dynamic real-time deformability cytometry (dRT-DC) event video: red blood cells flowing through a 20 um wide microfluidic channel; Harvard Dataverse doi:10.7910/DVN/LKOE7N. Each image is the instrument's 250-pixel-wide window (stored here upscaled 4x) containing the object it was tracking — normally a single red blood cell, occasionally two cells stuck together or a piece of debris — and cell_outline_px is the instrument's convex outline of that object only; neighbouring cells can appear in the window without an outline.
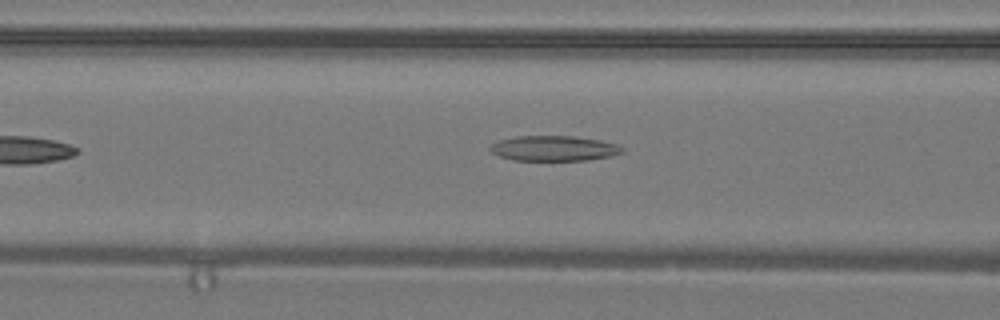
{"species": "common noctule bat (a hibernating species)", "species_latin": "Nyctalus noctula", "temperature_condition": "warm", "stored_images_in_passage": 23, "camera_frame_rate_fps": 3000, "um_per_image_px": 0.085, "animal": {"sex": "male", "body_mass_g": 19.2, "forearm_length_mm": 51.8}, "frame": {"image": 1, "passage_image": 4, "time_ms": 1.0, "image_size_px": [1000, 320], "cell_outline_px": [[624, 152], [608, 156], [588, 160], [512, 160], [500, 156], [492, 152], [488, 148], [496, 140], [516, 136], [572, 136], [600, 140], [616, 144], [624, 148]], "centroid_in_image_um": [47.05, 12.6], "position_along_channel_um": 119.6, "area_um2": 19.36}}
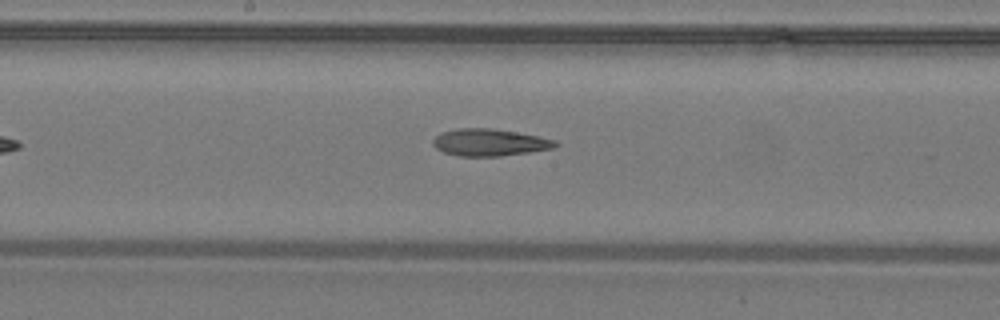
{"frame": {"image": 2, "passage_image": 9, "time_ms": 2.667, "image_size_px": [1000, 320], "cell_outline_px": [[560, 144], [556, 148], [500, 156], [460, 156], [444, 152], [436, 148], [432, 144], [432, 140], [440, 132], [456, 128], [492, 128], [516, 132], [556, 140]], "centroid_in_image_um": [41.61, 12.1], "position_along_channel_um": 206.6, "area_um2": 19.36}}
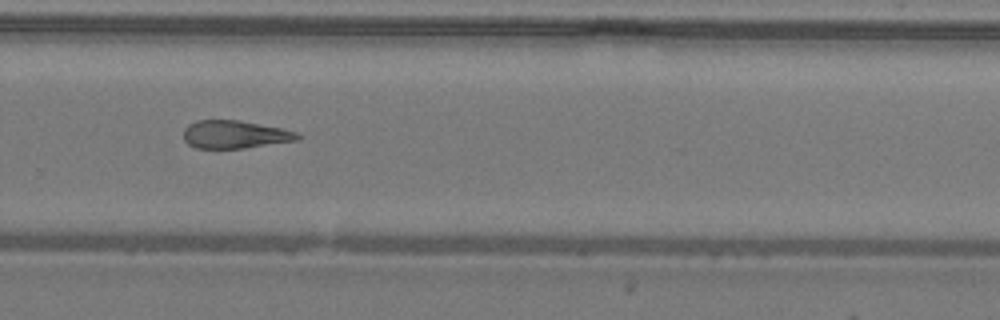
{"frame": {"image": 3, "passage_image": 15, "time_ms": 4.667, "image_size_px": [1000, 320], "cell_outline_px": [[300, 140], [244, 148], [196, 148], [188, 144], [184, 140], [184, 128], [188, 124], [196, 120], [240, 120], [280, 128], [296, 132], [300, 136]], "centroid_in_image_um": [19.94, 11.43], "position_along_channel_um": 309.9, "area_um2": 18.55}}